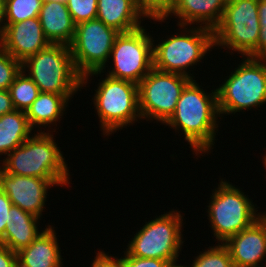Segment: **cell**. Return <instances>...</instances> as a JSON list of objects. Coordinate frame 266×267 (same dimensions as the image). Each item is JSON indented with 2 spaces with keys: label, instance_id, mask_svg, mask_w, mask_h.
<instances>
[{
  "label": "cell",
  "instance_id": "f546056e",
  "mask_svg": "<svg viewBox=\"0 0 266 267\" xmlns=\"http://www.w3.org/2000/svg\"><path fill=\"white\" fill-rule=\"evenodd\" d=\"M122 258V267H167L168 261L155 258H141L130 256L125 252Z\"/></svg>",
  "mask_w": 266,
  "mask_h": 267
},
{
  "label": "cell",
  "instance_id": "8d00e7d4",
  "mask_svg": "<svg viewBox=\"0 0 266 267\" xmlns=\"http://www.w3.org/2000/svg\"><path fill=\"white\" fill-rule=\"evenodd\" d=\"M176 262H177V261L170 262V263L167 265V267H187V266L177 265Z\"/></svg>",
  "mask_w": 266,
  "mask_h": 267
},
{
  "label": "cell",
  "instance_id": "4316f807",
  "mask_svg": "<svg viewBox=\"0 0 266 267\" xmlns=\"http://www.w3.org/2000/svg\"><path fill=\"white\" fill-rule=\"evenodd\" d=\"M21 70L22 63L0 46V90H8Z\"/></svg>",
  "mask_w": 266,
  "mask_h": 267
},
{
  "label": "cell",
  "instance_id": "83f0119b",
  "mask_svg": "<svg viewBox=\"0 0 266 267\" xmlns=\"http://www.w3.org/2000/svg\"><path fill=\"white\" fill-rule=\"evenodd\" d=\"M97 1L98 0H67V8L76 25L96 18Z\"/></svg>",
  "mask_w": 266,
  "mask_h": 267
},
{
  "label": "cell",
  "instance_id": "8992f818",
  "mask_svg": "<svg viewBox=\"0 0 266 267\" xmlns=\"http://www.w3.org/2000/svg\"><path fill=\"white\" fill-rule=\"evenodd\" d=\"M260 23L258 0H229L214 29V43L241 55L257 58Z\"/></svg>",
  "mask_w": 266,
  "mask_h": 267
},
{
  "label": "cell",
  "instance_id": "603a6c76",
  "mask_svg": "<svg viewBox=\"0 0 266 267\" xmlns=\"http://www.w3.org/2000/svg\"><path fill=\"white\" fill-rule=\"evenodd\" d=\"M25 73L21 70L8 89L14 109L23 112L27 111L40 94L38 86Z\"/></svg>",
  "mask_w": 266,
  "mask_h": 267
},
{
  "label": "cell",
  "instance_id": "9c48e42d",
  "mask_svg": "<svg viewBox=\"0 0 266 267\" xmlns=\"http://www.w3.org/2000/svg\"><path fill=\"white\" fill-rule=\"evenodd\" d=\"M119 34L120 32L105 25L98 18L76 25L75 35L69 47L75 68L82 76V87L88 82V76H96L105 70Z\"/></svg>",
  "mask_w": 266,
  "mask_h": 267
},
{
  "label": "cell",
  "instance_id": "30bf717a",
  "mask_svg": "<svg viewBox=\"0 0 266 267\" xmlns=\"http://www.w3.org/2000/svg\"><path fill=\"white\" fill-rule=\"evenodd\" d=\"M180 211H170L146 222L129 242L126 252L130 256L177 261L183 238ZM180 250V251H179Z\"/></svg>",
  "mask_w": 266,
  "mask_h": 267
},
{
  "label": "cell",
  "instance_id": "7402d4cb",
  "mask_svg": "<svg viewBox=\"0 0 266 267\" xmlns=\"http://www.w3.org/2000/svg\"><path fill=\"white\" fill-rule=\"evenodd\" d=\"M32 130L23 111L15 109L0 116V154L7 155L19 147L30 137Z\"/></svg>",
  "mask_w": 266,
  "mask_h": 267
},
{
  "label": "cell",
  "instance_id": "f1b7e54d",
  "mask_svg": "<svg viewBox=\"0 0 266 267\" xmlns=\"http://www.w3.org/2000/svg\"><path fill=\"white\" fill-rule=\"evenodd\" d=\"M258 17L260 32L257 43V58H262L266 54V0H258Z\"/></svg>",
  "mask_w": 266,
  "mask_h": 267
},
{
  "label": "cell",
  "instance_id": "4fadbf2b",
  "mask_svg": "<svg viewBox=\"0 0 266 267\" xmlns=\"http://www.w3.org/2000/svg\"><path fill=\"white\" fill-rule=\"evenodd\" d=\"M63 186L58 178H38L7 174L0 169V189L12 204L40 218L44 210L47 189Z\"/></svg>",
  "mask_w": 266,
  "mask_h": 267
},
{
  "label": "cell",
  "instance_id": "5b68a950",
  "mask_svg": "<svg viewBox=\"0 0 266 267\" xmlns=\"http://www.w3.org/2000/svg\"><path fill=\"white\" fill-rule=\"evenodd\" d=\"M185 32L168 37L165 41L153 45V68L167 73H176L193 77L187 72L189 66L197 65L205 54L214 48L213 30L205 27L190 28L180 26ZM182 32V34H181Z\"/></svg>",
  "mask_w": 266,
  "mask_h": 267
},
{
  "label": "cell",
  "instance_id": "ffe728a7",
  "mask_svg": "<svg viewBox=\"0 0 266 267\" xmlns=\"http://www.w3.org/2000/svg\"><path fill=\"white\" fill-rule=\"evenodd\" d=\"M11 222L7 223L0 243L17 253L28 247L44 230L39 231L37 223L40 218L12 205L10 209Z\"/></svg>",
  "mask_w": 266,
  "mask_h": 267
},
{
  "label": "cell",
  "instance_id": "d6986e66",
  "mask_svg": "<svg viewBox=\"0 0 266 267\" xmlns=\"http://www.w3.org/2000/svg\"><path fill=\"white\" fill-rule=\"evenodd\" d=\"M96 18L120 33H127L142 27L140 18L143 21L145 17L137 0H98Z\"/></svg>",
  "mask_w": 266,
  "mask_h": 267
},
{
  "label": "cell",
  "instance_id": "8fae6325",
  "mask_svg": "<svg viewBox=\"0 0 266 267\" xmlns=\"http://www.w3.org/2000/svg\"><path fill=\"white\" fill-rule=\"evenodd\" d=\"M191 80L192 77L153 68L138 84L141 118L164 124L174 113L183 89Z\"/></svg>",
  "mask_w": 266,
  "mask_h": 267
},
{
  "label": "cell",
  "instance_id": "5bb4252c",
  "mask_svg": "<svg viewBox=\"0 0 266 267\" xmlns=\"http://www.w3.org/2000/svg\"><path fill=\"white\" fill-rule=\"evenodd\" d=\"M50 44L39 17L18 23H0V46L21 63Z\"/></svg>",
  "mask_w": 266,
  "mask_h": 267
},
{
  "label": "cell",
  "instance_id": "e0dca14e",
  "mask_svg": "<svg viewBox=\"0 0 266 267\" xmlns=\"http://www.w3.org/2000/svg\"><path fill=\"white\" fill-rule=\"evenodd\" d=\"M46 227L28 247L17 252L18 267H62L56 231Z\"/></svg>",
  "mask_w": 266,
  "mask_h": 267
},
{
  "label": "cell",
  "instance_id": "f35d334b",
  "mask_svg": "<svg viewBox=\"0 0 266 267\" xmlns=\"http://www.w3.org/2000/svg\"><path fill=\"white\" fill-rule=\"evenodd\" d=\"M261 59L266 63V54Z\"/></svg>",
  "mask_w": 266,
  "mask_h": 267
},
{
  "label": "cell",
  "instance_id": "e575fe53",
  "mask_svg": "<svg viewBox=\"0 0 266 267\" xmlns=\"http://www.w3.org/2000/svg\"><path fill=\"white\" fill-rule=\"evenodd\" d=\"M5 8H6V0H0V22L3 18Z\"/></svg>",
  "mask_w": 266,
  "mask_h": 267
},
{
  "label": "cell",
  "instance_id": "2e32d148",
  "mask_svg": "<svg viewBox=\"0 0 266 267\" xmlns=\"http://www.w3.org/2000/svg\"><path fill=\"white\" fill-rule=\"evenodd\" d=\"M38 17L45 37L51 44L69 46L72 43L76 24L65 2L44 0Z\"/></svg>",
  "mask_w": 266,
  "mask_h": 267
},
{
  "label": "cell",
  "instance_id": "cb8c5ba5",
  "mask_svg": "<svg viewBox=\"0 0 266 267\" xmlns=\"http://www.w3.org/2000/svg\"><path fill=\"white\" fill-rule=\"evenodd\" d=\"M43 1L6 0L5 12L0 23H18L26 19L38 17Z\"/></svg>",
  "mask_w": 266,
  "mask_h": 267
},
{
  "label": "cell",
  "instance_id": "7c38bea8",
  "mask_svg": "<svg viewBox=\"0 0 266 267\" xmlns=\"http://www.w3.org/2000/svg\"><path fill=\"white\" fill-rule=\"evenodd\" d=\"M152 38L143 26L131 32L120 33L110 53L114 68L108 71V76L138 85L153 69L155 43Z\"/></svg>",
  "mask_w": 266,
  "mask_h": 267
},
{
  "label": "cell",
  "instance_id": "d4e9b609",
  "mask_svg": "<svg viewBox=\"0 0 266 267\" xmlns=\"http://www.w3.org/2000/svg\"><path fill=\"white\" fill-rule=\"evenodd\" d=\"M190 267H234V265L227 246L219 243L196 256Z\"/></svg>",
  "mask_w": 266,
  "mask_h": 267
},
{
  "label": "cell",
  "instance_id": "ab89813d",
  "mask_svg": "<svg viewBox=\"0 0 266 267\" xmlns=\"http://www.w3.org/2000/svg\"><path fill=\"white\" fill-rule=\"evenodd\" d=\"M56 1H62V2H65V3L67 2V0H56Z\"/></svg>",
  "mask_w": 266,
  "mask_h": 267
},
{
  "label": "cell",
  "instance_id": "d590c367",
  "mask_svg": "<svg viewBox=\"0 0 266 267\" xmlns=\"http://www.w3.org/2000/svg\"><path fill=\"white\" fill-rule=\"evenodd\" d=\"M258 220L264 225L266 233V213L260 214Z\"/></svg>",
  "mask_w": 266,
  "mask_h": 267
},
{
  "label": "cell",
  "instance_id": "836d02e7",
  "mask_svg": "<svg viewBox=\"0 0 266 267\" xmlns=\"http://www.w3.org/2000/svg\"><path fill=\"white\" fill-rule=\"evenodd\" d=\"M14 109L9 90H0V116L12 112Z\"/></svg>",
  "mask_w": 266,
  "mask_h": 267
},
{
  "label": "cell",
  "instance_id": "44dd1931",
  "mask_svg": "<svg viewBox=\"0 0 266 267\" xmlns=\"http://www.w3.org/2000/svg\"><path fill=\"white\" fill-rule=\"evenodd\" d=\"M70 97L73 98L72 95L40 92L36 100L25 112L30 127L34 129L42 125L46 128V125L51 127L50 124L53 125L54 122H58L68 106L66 104H68Z\"/></svg>",
  "mask_w": 266,
  "mask_h": 267
},
{
  "label": "cell",
  "instance_id": "ba28073f",
  "mask_svg": "<svg viewBox=\"0 0 266 267\" xmlns=\"http://www.w3.org/2000/svg\"><path fill=\"white\" fill-rule=\"evenodd\" d=\"M95 90L93 104L106 136L142 119L139 112L138 85L108 75Z\"/></svg>",
  "mask_w": 266,
  "mask_h": 267
},
{
  "label": "cell",
  "instance_id": "1f68e13d",
  "mask_svg": "<svg viewBox=\"0 0 266 267\" xmlns=\"http://www.w3.org/2000/svg\"><path fill=\"white\" fill-rule=\"evenodd\" d=\"M94 259L91 267H122V257L109 256L104 251H99Z\"/></svg>",
  "mask_w": 266,
  "mask_h": 267
},
{
  "label": "cell",
  "instance_id": "ac0fdd59",
  "mask_svg": "<svg viewBox=\"0 0 266 267\" xmlns=\"http://www.w3.org/2000/svg\"><path fill=\"white\" fill-rule=\"evenodd\" d=\"M229 0H177L171 15L179 18V26L200 23L214 31L222 19L224 8Z\"/></svg>",
  "mask_w": 266,
  "mask_h": 267
},
{
  "label": "cell",
  "instance_id": "52a82bcc",
  "mask_svg": "<svg viewBox=\"0 0 266 267\" xmlns=\"http://www.w3.org/2000/svg\"><path fill=\"white\" fill-rule=\"evenodd\" d=\"M210 198L208 217L214 236L220 243H225L231 236L255 223L260 213L242 190L221 179Z\"/></svg>",
  "mask_w": 266,
  "mask_h": 267
},
{
  "label": "cell",
  "instance_id": "6da1fadb",
  "mask_svg": "<svg viewBox=\"0 0 266 267\" xmlns=\"http://www.w3.org/2000/svg\"><path fill=\"white\" fill-rule=\"evenodd\" d=\"M217 117L220 113L216 89L210 94L205 93L192 79L183 89L174 113L164 124L175 130L181 129L184 140L197 156L212 149L218 128Z\"/></svg>",
  "mask_w": 266,
  "mask_h": 267
},
{
  "label": "cell",
  "instance_id": "74e56055",
  "mask_svg": "<svg viewBox=\"0 0 266 267\" xmlns=\"http://www.w3.org/2000/svg\"><path fill=\"white\" fill-rule=\"evenodd\" d=\"M263 159H264L263 160V164H264V167L266 168V155H265V157Z\"/></svg>",
  "mask_w": 266,
  "mask_h": 267
},
{
  "label": "cell",
  "instance_id": "3957f363",
  "mask_svg": "<svg viewBox=\"0 0 266 267\" xmlns=\"http://www.w3.org/2000/svg\"><path fill=\"white\" fill-rule=\"evenodd\" d=\"M22 70H27L40 92L73 95L82 88V76L75 68L70 47L65 44H50L28 57L22 62Z\"/></svg>",
  "mask_w": 266,
  "mask_h": 267
},
{
  "label": "cell",
  "instance_id": "277c9868",
  "mask_svg": "<svg viewBox=\"0 0 266 267\" xmlns=\"http://www.w3.org/2000/svg\"><path fill=\"white\" fill-rule=\"evenodd\" d=\"M216 91L221 115L260 107L266 102V63L246 56Z\"/></svg>",
  "mask_w": 266,
  "mask_h": 267
},
{
  "label": "cell",
  "instance_id": "9a60e30c",
  "mask_svg": "<svg viewBox=\"0 0 266 267\" xmlns=\"http://www.w3.org/2000/svg\"><path fill=\"white\" fill-rule=\"evenodd\" d=\"M224 244L230 251L234 267H263L259 263L266 257V233L259 220Z\"/></svg>",
  "mask_w": 266,
  "mask_h": 267
},
{
  "label": "cell",
  "instance_id": "d6a6232c",
  "mask_svg": "<svg viewBox=\"0 0 266 267\" xmlns=\"http://www.w3.org/2000/svg\"><path fill=\"white\" fill-rule=\"evenodd\" d=\"M0 267H18L17 253L0 243Z\"/></svg>",
  "mask_w": 266,
  "mask_h": 267
},
{
  "label": "cell",
  "instance_id": "4dcf8cb0",
  "mask_svg": "<svg viewBox=\"0 0 266 267\" xmlns=\"http://www.w3.org/2000/svg\"><path fill=\"white\" fill-rule=\"evenodd\" d=\"M12 205L9 197L0 189V238L4 235L7 223L11 222L9 211Z\"/></svg>",
  "mask_w": 266,
  "mask_h": 267
},
{
  "label": "cell",
  "instance_id": "7a4b0ae2",
  "mask_svg": "<svg viewBox=\"0 0 266 267\" xmlns=\"http://www.w3.org/2000/svg\"><path fill=\"white\" fill-rule=\"evenodd\" d=\"M53 139V134L37 132L1 160L0 169L7 174L38 178H58L69 184V169Z\"/></svg>",
  "mask_w": 266,
  "mask_h": 267
},
{
  "label": "cell",
  "instance_id": "484cf974",
  "mask_svg": "<svg viewBox=\"0 0 266 267\" xmlns=\"http://www.w3.org/2000/svg\"><path fill=\"white\" fill-rule=\"evenodd\" d=\"M177 0H137L138 8L145 18L164 22L176 6Z\"/></svg>",
  "mask_w": 266,
  "mask_h": 267
}]
</instances>
